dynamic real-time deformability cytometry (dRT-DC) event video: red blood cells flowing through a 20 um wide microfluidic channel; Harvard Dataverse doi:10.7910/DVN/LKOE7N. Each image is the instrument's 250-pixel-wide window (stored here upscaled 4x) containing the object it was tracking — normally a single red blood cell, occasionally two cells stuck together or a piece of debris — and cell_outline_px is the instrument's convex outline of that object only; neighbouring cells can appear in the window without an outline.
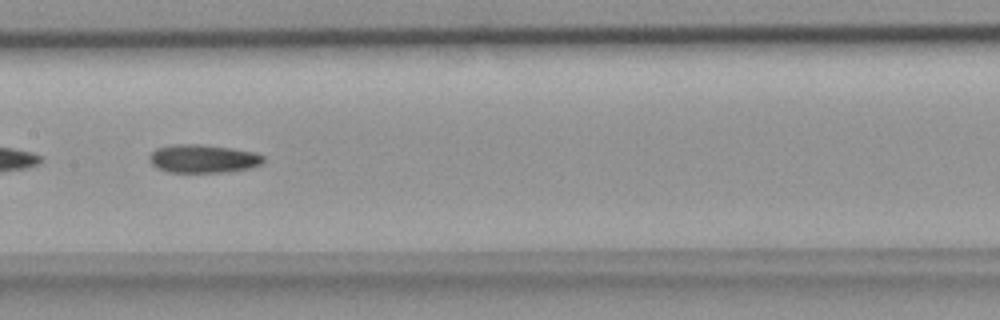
{"species": "common noctule bat (a hibernating species)", "species_latin": "Nyctalus noctula", "temperature_condition": "room temperature", "stored_images_in_passage": 6, "camera_frame_rate_fps": 3000, "um_per_image_px": 0.085, "animal": {"sex": "female", "body_mass_g": 18.4}, "frame": {"image": 1, "passage_image": 6, "time_ms": 1.667, "image_size_px": [1000, 320], "cell_outline_px": [[264, 160], [260, 164], [248, 168], [220, 172], [168, 172], [152, 164], [148, 160], [148, 156], [156, 148], [172, 144], [200, 144], [232, 148], [256, 152], [264, 156]], "centroid_in_image_um": [17.24, 13.47], "position_along_channel_um": 190.2, "area_um2": 18.73}}